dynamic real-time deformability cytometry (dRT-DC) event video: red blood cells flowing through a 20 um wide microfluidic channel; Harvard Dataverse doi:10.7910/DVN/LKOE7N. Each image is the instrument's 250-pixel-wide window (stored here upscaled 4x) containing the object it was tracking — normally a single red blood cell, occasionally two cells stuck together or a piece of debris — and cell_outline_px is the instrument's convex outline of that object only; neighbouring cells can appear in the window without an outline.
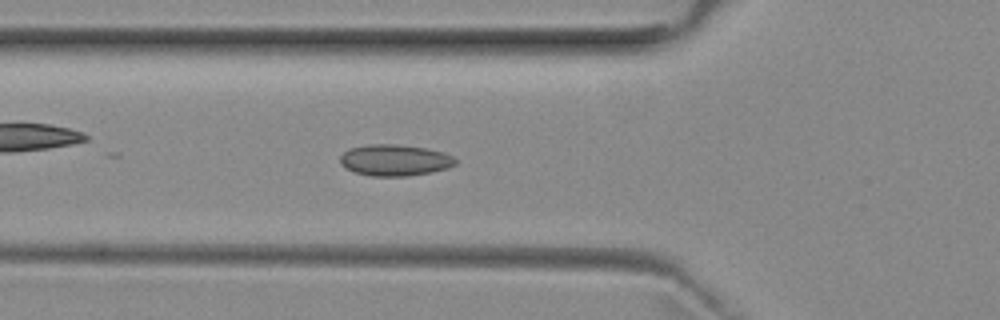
{"species": "common noctule bat (a hibernating species)", "species_latin": "Nyctalus noctula", "temperature_condition": "room temperature", "stored_images_in_passage": 20, "camera_frame_rate_fps": 3000, "um_per_image_px": 0.085, "animal": {"sex": "female", "body_mass_g": 29.2, "forearm_length_mm": 56.3}, "frame": {"image": 1, "passage_image": 14, "time_ms": 4.333, "image_size_px": [1000, 320], "cell_outline_px": [[456, 164], [448, 168], [432, 172], [408, 176], [372, 176], [356, 172], [340, 164], [340, 156], [348, 148], [368, 144], [396, 144], [424, 148], [444, 152], [452, 156], [456, 160]], "centroid_in_image_um": [33.56, 13.61], "position_along_channel_um": 92.2, "area_um2": 21.04}}